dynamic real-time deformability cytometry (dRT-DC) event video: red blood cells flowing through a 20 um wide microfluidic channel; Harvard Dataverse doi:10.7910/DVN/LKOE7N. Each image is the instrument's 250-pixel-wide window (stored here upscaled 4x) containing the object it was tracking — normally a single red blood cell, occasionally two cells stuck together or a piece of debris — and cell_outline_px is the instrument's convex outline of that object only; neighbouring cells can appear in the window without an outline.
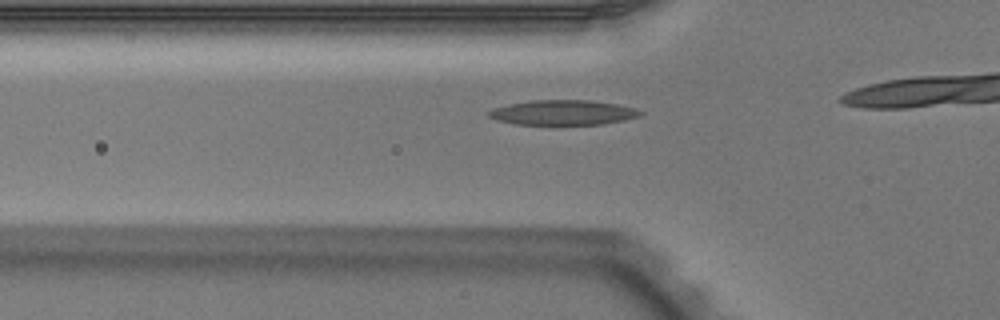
{"species": "Egyptian fruit bat (a non-hibernating species)", "species_latin": "Rousettus aegyptiacus", "temperature_condition": "warm", "stored_images_in_passage": 13, "camera_frame_rate_fps": 3000, "um_per_image_px": 0.085, "animal": {"sex": "male"}, "frame": {"image": 1, "passage_image": 8, "time_ms": 2.333, "image_size_px": [1000, 320], "cell_outline_px": [[644, 112], [640, 116], [604, 124], [516, 124], [496, 120], [488, 116], [488, 112], [496, 108], [508, 104], [532, 100], [592, 100], [616, 104], [636, 108]], "centroid_in_image_um": [47.88, 9.56], "position_along_channel_um": 77.9, "area_um2": 21.85}}
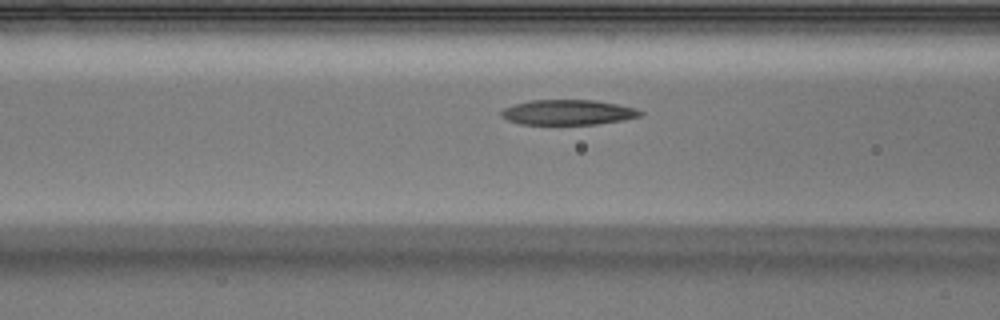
{"frame": {"image": 2, "passage_image": 11, "time_ms": 3.333, "image_size_px": [1000, 320], "cell_outline_px": [[644, 112], [640, 116], [624, 120], [596, 124], [520, 124], [508, 120], [500, 116], [500, 112], [504, 108], [516, 104], [532, 100], [596, 100], [636, 108]], "centroid_in_image_um": [48.29, 9.55], "position_along_channel_um": 118.3, "area_um2": 20.29}}